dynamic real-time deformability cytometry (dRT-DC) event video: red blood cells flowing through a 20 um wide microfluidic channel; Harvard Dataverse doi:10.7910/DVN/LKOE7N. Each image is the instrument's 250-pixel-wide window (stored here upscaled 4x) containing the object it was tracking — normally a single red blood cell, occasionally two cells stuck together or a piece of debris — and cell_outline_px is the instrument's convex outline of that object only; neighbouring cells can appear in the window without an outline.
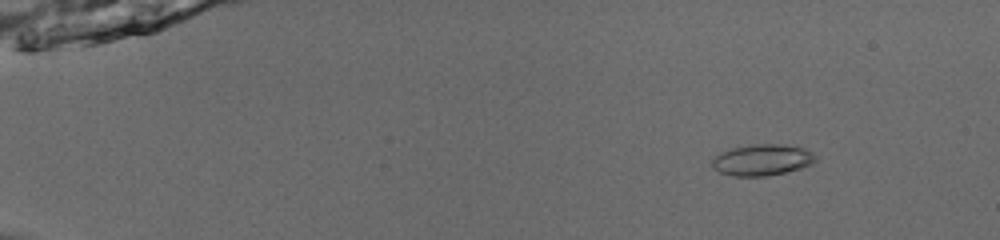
{"species": "common noctule bat (a hibernating species)", "species_latin": "Nyctalus noctula", "temperature_condition": "room temperature", "stored_images_in_passage": 48, "camera_frame_rate_fps": 3000, "um_per_image_px": 0.085, "animal": {"sex": "male", "body_mass_g": 13.0, "forearm_length_mm": 53.1}, "frame": {"image": 1, "passage_image": 2, "time_ms": 0.333, "image_size_px": [1000, 240], "cell_outline_px": [[816, 160], [812, 164], [800, 168], [768, 176], [732, 176], [720, 172], [712, 168], [712, 160], [720, 152], [732, 148], [752, 144], [784, 144], [804, 148], [812, 152], [816, 156]], "centroid_in_image_um": [64.78, 13.59], "position_along_channel_um": 20.2, "area_um2": 18.9}}
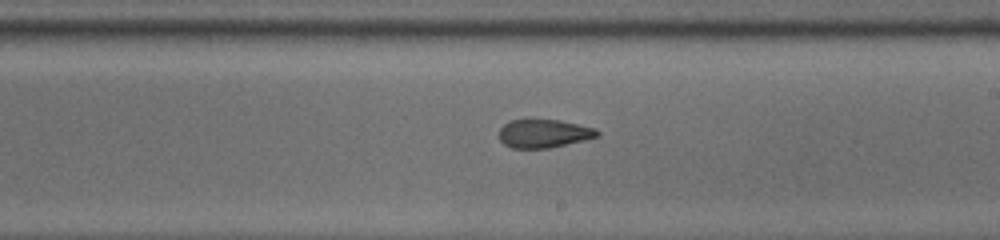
{"frame": {"image": 2, "passage_image": 28, "time_ms": 9.0, "image_size_px": [1000, 240], "cell_outline_px": [[600, 136], [548, 148], [512, 148], [504, 144], [500, 140], [500, 128], [504, 124], [512, 120], [560, 120], [596, 128], [600, 132]], "centroid_in_image_um": [46.24, 11.35], "position_along_channel_um": 242.8, "area_um2": 16.07}}
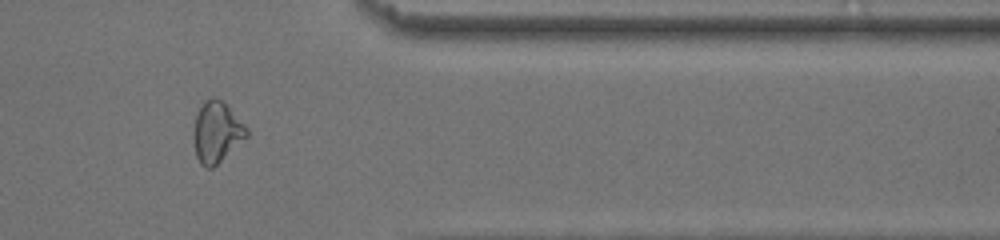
{"frame": {"image": 3, "passage_image": 40, "time_ms": 13.0, "image_size_px": [1000, 240], "cell_outline_px": [[248, 136], [212, 168], [204, 168], [200, 164], [196, 156], [192, 136], [192, 132], [196, 116], [204, 100], [212, 96], [224, 100], [248, 128]], "centroid_in_image_um": [18.41, 11.2], "position_along_channel_um": 393.0, "area_um2": 19.13}, "authors_computed_cell_mechanics": {"area_um2": 17.9469, "velocity_mm_per_s": 3.9509, "shape_relaxation_time_tau1_ms": null, "shape_relaxation_time_tau2_ms": 1.8917, "deformation_change_tau1": null, "deformation_change_tau2": 0.088}}